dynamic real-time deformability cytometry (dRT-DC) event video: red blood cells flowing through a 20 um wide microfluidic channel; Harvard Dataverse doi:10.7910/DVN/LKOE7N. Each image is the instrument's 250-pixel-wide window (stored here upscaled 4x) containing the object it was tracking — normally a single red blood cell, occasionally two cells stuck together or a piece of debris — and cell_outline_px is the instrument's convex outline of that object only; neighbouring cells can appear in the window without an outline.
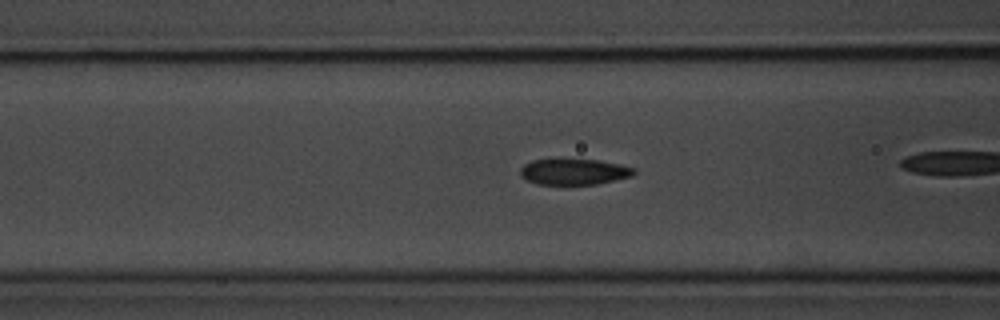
{"species": "common noctule bat (a hibernating species)", "species_latin": "Nyctalus noctula", "temperature_condition": "room temperature", "stored_images_in_passage": 25, "camera_frame_rate_fps": 3000, "um_per_image_px": 0.085, "animal": {"sex": "male", "body_mass_g": 20.1, "forearm_length_mm": 53.5}, "frame": {"image": 1, "passage_image": 4, "time_ms": 1.0, "image_size_px": [1000, 320], "cell_outline_px": [[636, 172], [632, 176], [596, 184], [536, 184], [520, 176], [520, 168], [524, 164], [532, 160], [596, 160], [636, 168]], "centroid_in_image_um": [48.77, 14.61], "position_along_channel_um": 117.8, "area_um2": 16.88}}